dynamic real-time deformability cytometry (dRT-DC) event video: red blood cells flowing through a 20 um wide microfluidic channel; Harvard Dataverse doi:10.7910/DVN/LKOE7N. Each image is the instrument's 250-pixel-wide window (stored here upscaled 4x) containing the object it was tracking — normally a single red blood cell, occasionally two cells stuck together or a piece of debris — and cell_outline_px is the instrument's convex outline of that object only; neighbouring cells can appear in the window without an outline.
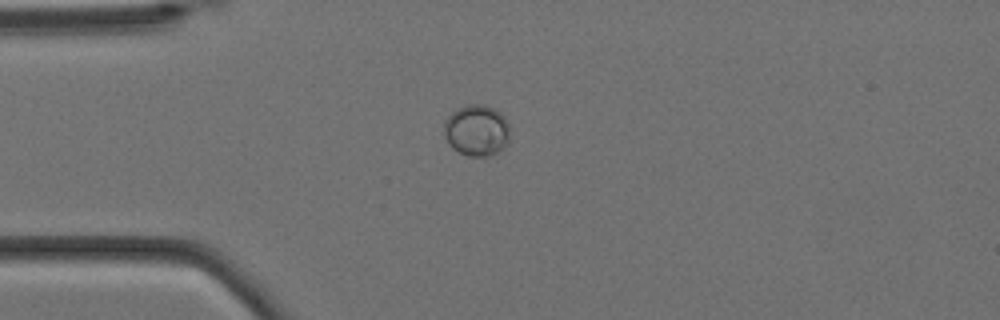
{"species": "Egyptian fruit bat (a non-hibernating species)", "species_latin": "Rousettus aegyptiacus", "temperature_condition": "cold", "stored_images_in_passage": 3, "camera_frame_rate_fps": 3000, "um_per_image_px": 0.085, "animal": {"sex": "female"}, "frame": {"image": 1, "passage_image": 1, "time_ms": 0.0, "image_size_px": [1000, 320], "cell_outline_px": [[508, 140], [504, 148], [488, 156], [468, 156], [452, 148], [448, 144], [444, 136], [444, 120], [452, 112], [468, 104], [484, 104], [496, 108], [504, 116], [508, 124]], "centroid_in_image_um": [40.5, 11.07], "position_along_channel_um": 44.5, "area_um2": 19.77}}